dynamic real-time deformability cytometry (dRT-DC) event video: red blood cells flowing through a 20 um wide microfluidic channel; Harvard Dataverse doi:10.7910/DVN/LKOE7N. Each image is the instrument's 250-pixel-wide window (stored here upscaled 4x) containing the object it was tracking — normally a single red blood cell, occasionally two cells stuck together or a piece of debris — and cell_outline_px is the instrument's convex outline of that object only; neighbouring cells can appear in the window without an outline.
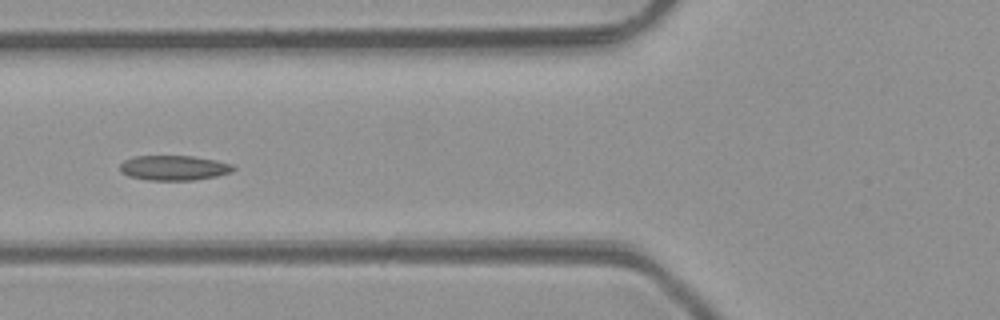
{"species": "common noctule bat (a hibernating species)", "species_latin": "Nyctalus noctula", "temperature_condition": "room temperature", "stored_images_in_passage": 5, "camera_frame_rate_fps": 3000, "um_per_image_px": 0.085, "animal": {"sex": "male", "body_mass_g": 23.1, "forearm_length_mm": 52.7}, "frame": {"image": 1, "passage_image": 5, "time_ms": 4.667, "image_size_px": [1000, 320], "cell_outline_px": [[236, 168], [232, 172], [216, 176], [192, 180], [148, 180], [128, 176], [120, 172], [120, 164], [124, 160], [132, 156], [192, 156], [216, 160], [232, 164]], "centroid_in_image_um": [14.76, 14.26], "position_along_channel_um": 111.0, "area_um2": 16.53}}